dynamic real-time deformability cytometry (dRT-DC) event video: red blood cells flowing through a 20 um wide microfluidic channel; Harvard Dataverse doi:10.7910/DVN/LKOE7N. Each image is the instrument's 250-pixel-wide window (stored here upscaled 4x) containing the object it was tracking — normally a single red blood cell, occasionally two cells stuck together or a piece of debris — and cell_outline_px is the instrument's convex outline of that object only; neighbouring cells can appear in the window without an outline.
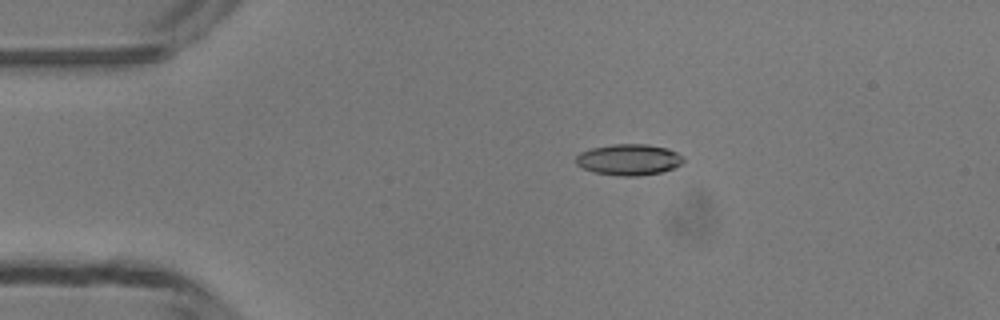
{"species": "common noctule bat (a hibernating species)", "species_latin": "Nyctalus noctula", "temperature_condition": "room temperature", "stored_images_in_passage": 45, "camera_frame_rate_fps": 3000, "um_per_image_px": 0.085, "animal": {"sex": "male", "body_mass_g": 13.3}, "frame": {"image": 1, "passage_image": 6, "time_ms": 1.667, "image_size_px": [1000, 320], "cell_outline_px": [[684, 160], [680, 164], [672, 168], [660, 172], [636, 176], [620, 176], [592, 172], [576, 164], [576, 156], [580, 152], [592, 148], [612, 144], [648, 144], [668, 148], [684, 156]], "centroid_in_image_um": [53.44, 13.56], "position_along_channel_um": 31.6, "area_um2": 19.48}}
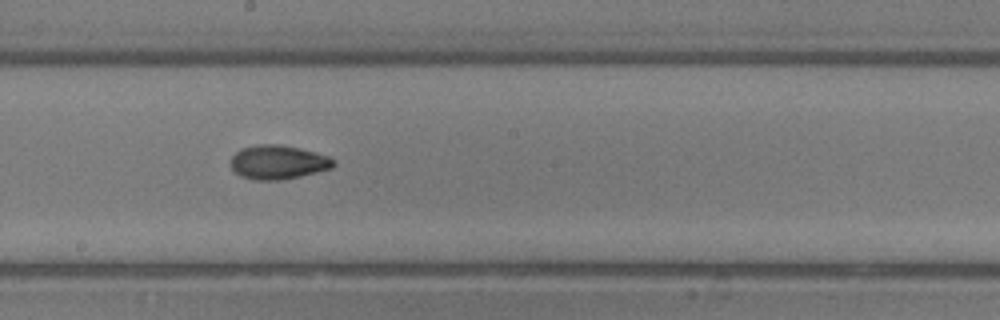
{"frame": {"image": 2, "passage_image": 23, "time_ms": 7.333, "image_size_px": [1000, 320], "cell_outline_px": [[336, 164], [332, 168], [300, 176], [280, 180], [256, 180], [240, 176], [232, 168], [232, 156], [240, 148], [256, 144], [280, 144], [300, 148], [316, 152], [328, 156], [336, 160]], "centroid_in_image_um": [23.66, 13.77], "position_along_channel_um": 224.5, "area_um2": 20.46}}
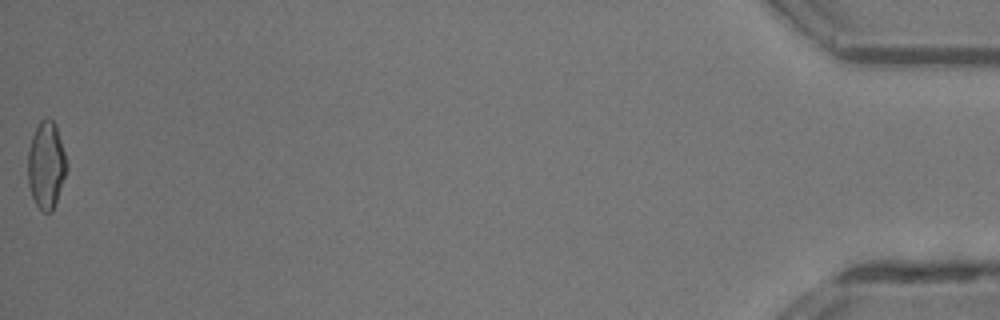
{"frame": {"image": 3, "passage_image": 45, "time_ms": 14.667, "image_size_px": [1000, 320], "cell_outline_px": [[68, 168], [52, 212], [44, 212], [36, 204], [32, 196], [28, 184], [28, 152], [32, 136], [40, 120], [48, 116], [56, 124], [68, 164]], "centroid_in_image_um": [3.94, 14.01], "position_along_channel_um": 431.3, "area_um2": 19.71}, "authors_computed_cell_mechanics": {"area_um2": 19.363, "velocity_mm_per_s": 4.2507, "shape_relaxation_time_tau1_ms": 6.5829, "shape_relaxation_time_tau2_ms": 2.6959, "deformation_change_tau1": 0.2106, "deformation_change_tau2": 0.0636}}